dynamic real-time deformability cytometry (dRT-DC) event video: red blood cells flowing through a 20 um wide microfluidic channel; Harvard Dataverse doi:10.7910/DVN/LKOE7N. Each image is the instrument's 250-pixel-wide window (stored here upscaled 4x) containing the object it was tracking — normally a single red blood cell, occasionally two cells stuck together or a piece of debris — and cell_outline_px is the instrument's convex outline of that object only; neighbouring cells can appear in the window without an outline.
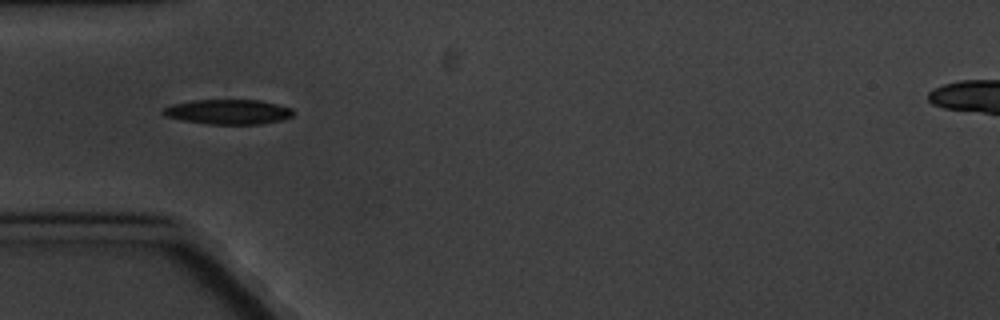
{"species": "common noctule bat (a hibernating species)", "species_latin": "Nyctalus noctula", "temperature_condition": "cold", "stored_images_in_passage": 4, "camera_frame_rate_fps": 3000, "um_per_image_px": 0.085, "animal": {"sex": "male", "body_mass_g": 20.1, "forearm_length_mm": 53.5}, "frame": {"image": 1, "passage_image": 3, "time_ms": 2.333, "image_size_px": [1000, 320], "cell_outline_px": [[292, 116], [280, 120], [260, 124], [208, 124], [184, 120], [168, 116], [160, 112], [164, 108], [172, 104], [192, 100], [260, 100], [292, 108]], "centroid_in_image_um": [19.39, 9.5], "position_along_channel_um": 65.6, "area_um2": 18.61}}